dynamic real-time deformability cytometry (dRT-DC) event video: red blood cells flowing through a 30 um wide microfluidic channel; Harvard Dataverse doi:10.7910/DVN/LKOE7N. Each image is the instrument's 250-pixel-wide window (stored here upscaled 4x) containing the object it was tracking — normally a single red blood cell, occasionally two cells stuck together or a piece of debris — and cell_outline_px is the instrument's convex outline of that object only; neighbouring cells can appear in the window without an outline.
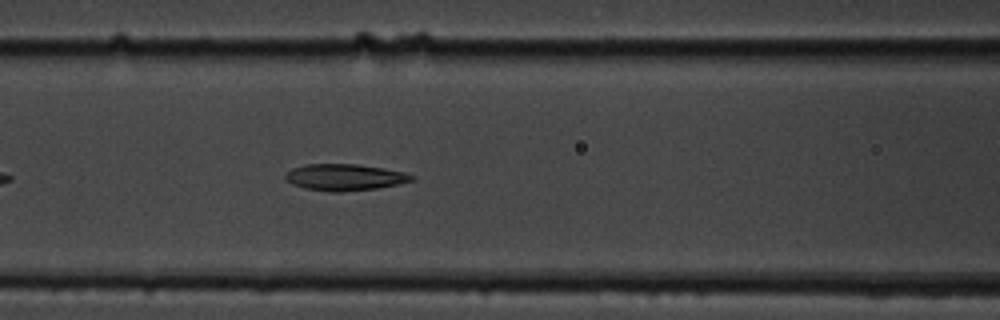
{"species": "common noctule bat (a hibernating species)", "species_latin": "Nyctalus noctula", "temperature_condition": "cold", "stored_images_in_passage": 7, "camera_frame_rate_fps": 3000, "um_per_image_px": 0.085, "animal": {"sex": "male", "body_mass_g": 19.5, "forearm_length_mm": 54.6}, "frame": {"image": 1, "passage_image": 7, "time_ms": 7.667, "image_size_px": [1000, 320], "cell_outline_px": [[416, 176], [412, 180], [396, 184], [376, 188], [340, 192], [328, 192], [304, 188], [292, 184], [284, 176], [292, 168], [308, 164], [356, 164], [384, 168], [404, 172]], "centroid_in_image_um": [29.29, 15.06], "position_along_channel_um": 137.3, "area_um2": 19.36}}